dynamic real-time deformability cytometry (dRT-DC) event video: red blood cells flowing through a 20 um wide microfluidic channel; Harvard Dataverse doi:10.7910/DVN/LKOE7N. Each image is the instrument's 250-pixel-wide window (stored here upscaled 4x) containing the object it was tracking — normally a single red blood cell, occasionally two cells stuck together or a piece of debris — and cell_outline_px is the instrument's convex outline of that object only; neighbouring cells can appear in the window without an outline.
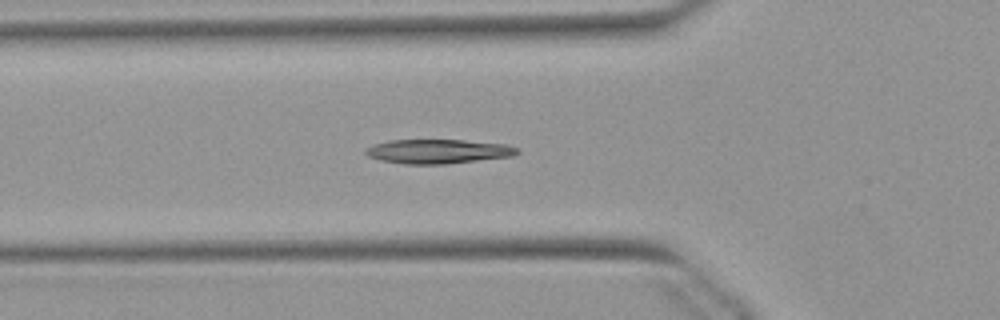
{"species": "Egyptian fruit bat (a non-hibernating species)", "species_latin": "Rousettus aegyptiacus", "temperature_condition": "warm", "stored_images_in_passage": 36, "camera_frame_rate_fps": 3000, "um_per_image_px": 0.085, "animal": {"sex": "female"}, "frame": {"image": 1, "passage_image": 2, "time_ms": 0.333, "image_size_px": [1000, 320], "cell_outline_px": [[520, 152], [512, 156], [448, 164], [404, 164], [380, 160], [368, 156], [364, 152], [364, 148], [376, 144], [392, 140], [464, 140], [508, 144], [520, 148]], "centroid_in_image_um": [37.27, 12.87], "position_along_channel_um": 88.5, "area_um2": 21.56}}
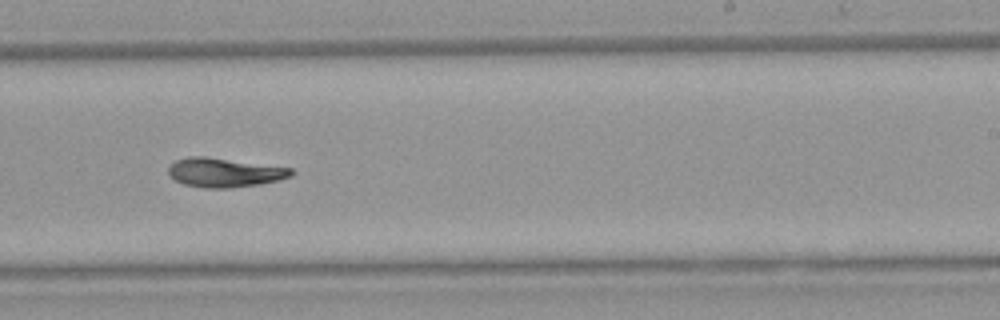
{"frame": {"image": 2, "passage_image": 16, "time_ms": 5.0, "image_size_px": [1000, 320], "cell_outline_px": [[296, 172], [292, 176], [260, 184], [228, 188], [204, 188], [184, 184], [176, 180], [168, 172], [168, 168], [176, 160], [188, 156], [204, 156], [292, 168]], "centroid_in_image_um": [19.09, 14.66], "position_along_channel_um": 269.9, "area_um2": 20.69}}
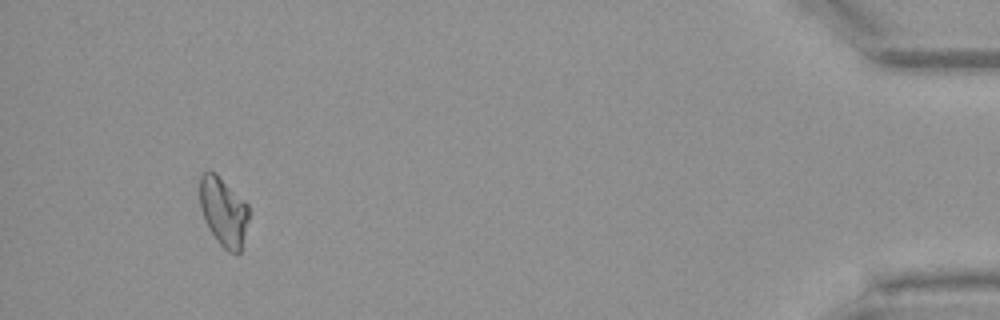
{"frame": {"image": 3, "passage_image": 33, "time_ms": 10.667, "image_size_px": [1000, 320], "cell_outline_px": [[248, 220], [240, 252], [228, 252], [216, 240], [208, 228], [204, 220], [200, 208], [200, 176], [204, 172], [216, 172], [248, 204]], "centroid_in_image_um": [18.98, 17.97], "position_along_channel_um": 416.2, "area_um2": 19.59}}